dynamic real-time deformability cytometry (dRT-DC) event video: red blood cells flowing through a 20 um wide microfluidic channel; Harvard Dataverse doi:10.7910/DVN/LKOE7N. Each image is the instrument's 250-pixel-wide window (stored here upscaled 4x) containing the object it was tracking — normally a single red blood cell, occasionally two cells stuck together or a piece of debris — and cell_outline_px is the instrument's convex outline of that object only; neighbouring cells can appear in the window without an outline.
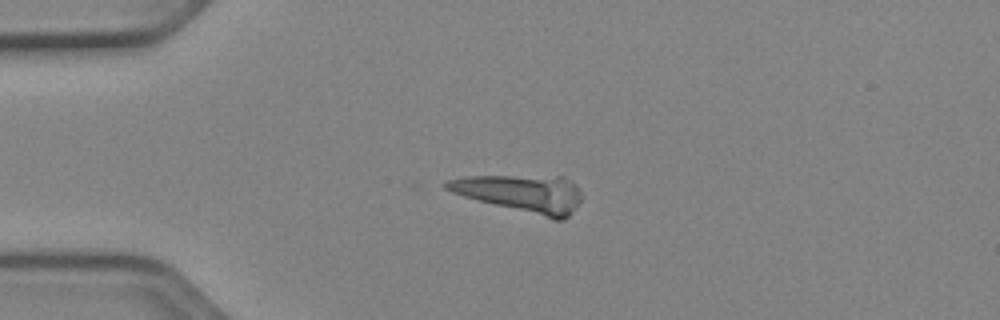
{"species": "Egyptian fruit bat (a non-hibernating species)", "species_latin": "Rousettus aegyptiacus", "temperature_condition": "cold", "stored_images_in_passage": 40, "camera_frame_rate_fps": 3000, "um_per_image_px": 0.085, "animal": {"sex": "female"}, "frame": {"image": 1, "passage_image": 1, "time_ms": 0.0, "image_size_px": [1000, 320], "cell_outline_px": [[580, 200], [568, 216], [564, 220], [552, 220], [464, 196], [452, 192], [444, 188], [444, 184], [448, 180], [464, 176], [564, 176], [576, 184], [580, 192]], "centroid_in_image_um": [44.35, 16.44], "position_along_channel_um": 40.6, "area_um2": 29.42}}
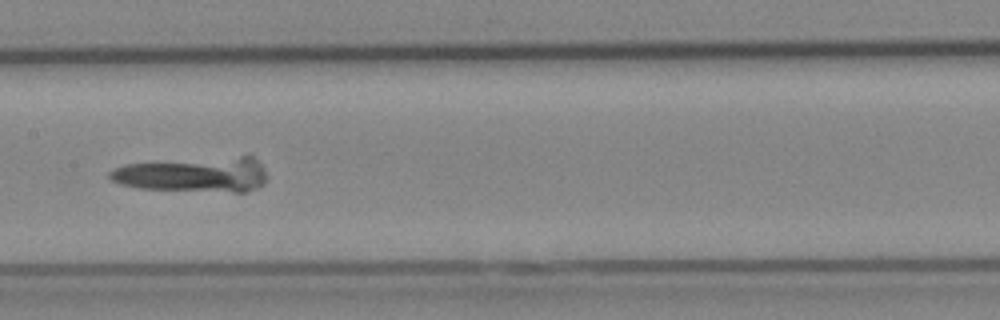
{"frame": {"image": 2, "passage_image": 15, "time_ms": 4.667, "image_size_px": [1000, 320], "cell_outline_px": [[268, 176], [264, 184], [260, 188], [244, 192], [236, 192], [140, 188], [120, 184], [108, 180], [108, 172], [112, 168], [124, 164], [240, 156], [252, 156], [264, 168]], "centroid_in_image_um": [16.47, 14.85], "position_along_channel_um": 190.9, "area_um2": 32.14}}
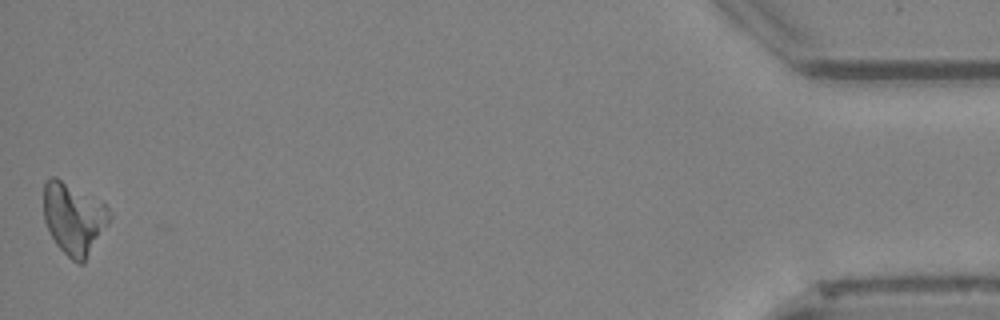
{"frame": {"image": 3, "passage_image": 40, "time_ms": 13.0, "image_size_px": [1000, 320], "cell_outline_px": [[112, 216], [108, 224], [84, 264], [76, 264], [56, 244], [44, 220], [44, 184], [52, 176], [56, 176], [104, 204], [108, 208]], "centroid_in_image_um": [6.27, 18.59], "position_along_channel_um": 428.9, "area_um2": 27.28}}